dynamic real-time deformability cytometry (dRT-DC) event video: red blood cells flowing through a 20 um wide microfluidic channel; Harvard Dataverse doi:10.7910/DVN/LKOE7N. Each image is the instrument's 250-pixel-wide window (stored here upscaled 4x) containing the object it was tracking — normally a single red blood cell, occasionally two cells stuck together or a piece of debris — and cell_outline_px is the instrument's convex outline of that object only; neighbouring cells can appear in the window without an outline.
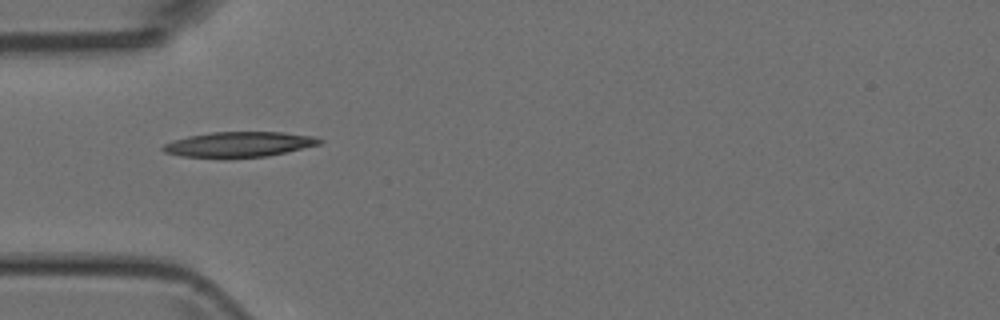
{"species": "Egyptian fruit bat (a non-hibernating species)", "species_latin": "Rousettus aegyptiacus", "temperature_condition": "room temperature", "stored_images_in_passage": 6, "camera_frame_rate_fps": 3000, "um_per_image_px": 0.085, "animal": {"sex": "female"}, "frame": {"image": 1, "passage_image": 2, "time_ms": 1.333, "image_size_px": [1000, 320], "cell_outline_px": [[324, 140], [320, 144], [268, 156], [180, 156], [164, 152], [160, 148], [164, 144], [188, 136], [212, 132], [284, 132], [316, 136]], "centroid_in_image_um": [20.37, 12.24], "position_along_channel_um": 64.6, "area_um2": 22.43}}
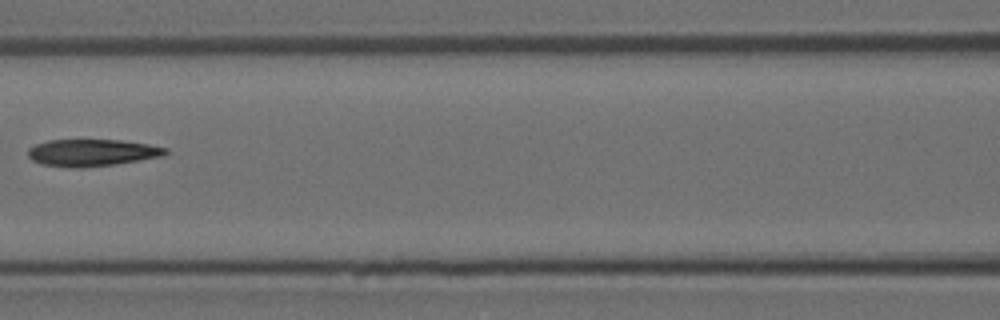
{"frame": {"image": 2, "passage_image": 4, "time_ms": 3.667, "image_size_px": [1000, 320], "cell_outline_px": [[168, 152], [164, 156], [116, 164], [84, 168], [68, 168], [40, 164], [32, 160], [28, 156], [28, 148], [36, 144], [48, 140], [120, 140], [148, 144], [168, 148]], "centroid_in_image_um": [7.81, 12.99], "position_along_channel_um": 158.8, "area_um2": 21.85}}
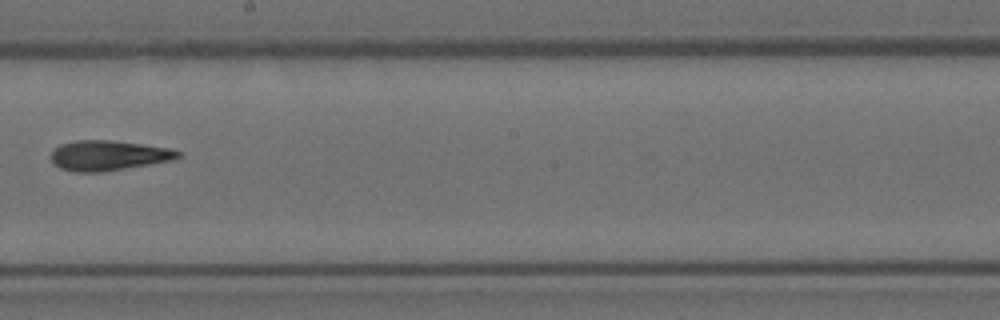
{"frame": {"image": 3, "passage_image": 6, "time_ms": 5.667, "image_size_px": [1000, 320], "cell_outline_px": [[184, 156], [172, 160], [100, 172], [72, 172], [60, 168], [52, 160], [52, 152], [60, 144], [76, 140], [112, 140], [168, 148], [180, 152]], "centroid_in_image_um": [9.21, 13.21], "position_along_channel_um": 239.0, "area_um2": 21.96}}